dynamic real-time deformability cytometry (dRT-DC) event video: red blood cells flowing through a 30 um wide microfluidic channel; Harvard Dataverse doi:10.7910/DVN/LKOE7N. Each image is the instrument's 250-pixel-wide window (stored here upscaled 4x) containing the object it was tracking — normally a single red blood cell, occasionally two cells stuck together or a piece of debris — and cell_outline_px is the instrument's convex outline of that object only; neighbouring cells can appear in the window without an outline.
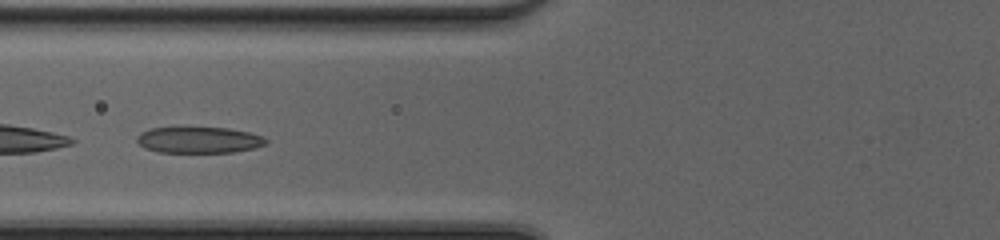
{"species": "common noctule bat (a hibernating species)", "species_latin": "Nyctalus noctula", "temperature_condition": "cold", "stored_images_in_passage": 40, "camera_frame_rate_fps": 3000, "um_per_image_px": 0.085, "animal": {"sex": "female", "body_mass_g": 20.0, "forearm_length_mm": 54.0}, "frame": {"image": 1, "passage_image": 13, "time_ms": 4.0, "image_size_px": [1000, 240], "cell_outline_px": [[268, 140], [264, 144], [252, 148], [232, 152], [160, 152], [144, 148], [136, 140], [136, 136], [140, 132], [152, 128], [180, 124], [228, 128], [248, 132], [264, 136]], "centroid_in_image_um": [16.83, 11.84], "position_along_channel_um": 109.0, "area_um2": 20.58}}
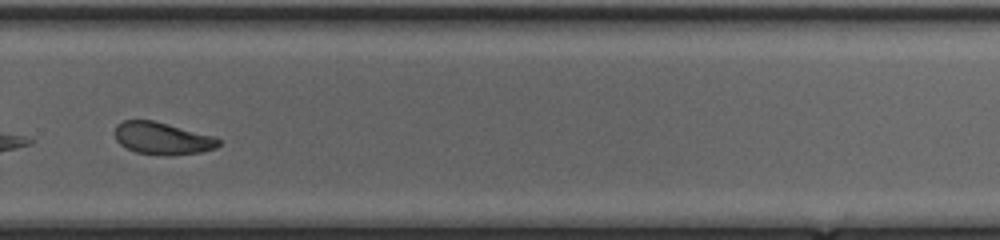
{"frame": {"image": 2, "passage_image": 28, "time_ms": 9.0, "image_size_px": [1000, 240], "cell_outline_px": [[220, 144], [216, 148], [200, 152], [164, 156], [160, 156], [136, 152], [120, 144], [116, 140], [112, 132], [116, 124], [124, 120], [152, 120], [216, 136], [220, 140]], "centroid_in_image_um": [13.77, 11.76], "position_along_channel_um": 316.0, "area_um2": 19.77}}
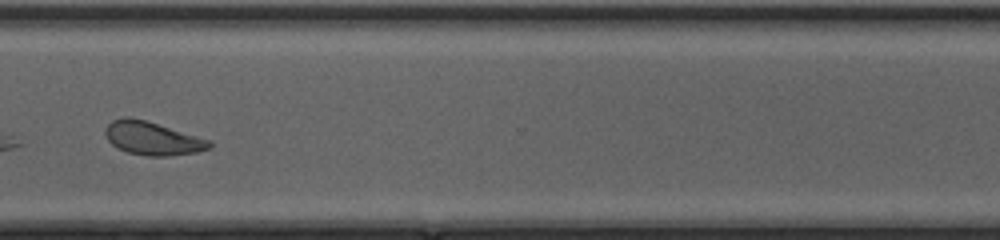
{"frame": {"image": 3, "passage_image": 31, "time_ms": 10.0, "image_size_px": [1000, 240], "cell_outline_px": [[212, 148], [196, 152], [168, 156], [148, 156], [128, 152], [116, 148], [108, 140], [104, 132], [104, 128], [112, 120], [124, 116], [128, 116], [144, 120], [212, 140]], "centroid_in_image_um": [12.95, 11.76], "position_along_channel_um": 357.6, "area_um2": 20.29}, "authors_computed_cell_mechanics": {"area_um2": 20.5479, "velocity_mm_per_s": 4.1526, "shape_relaxation_time_tau1_ms": 4.2261, "shape_relaxation_time_tau2_ms": 1.2149, "deformation_change_tau1": 0.1525, "deformation_change_tau2": 0.0796}}